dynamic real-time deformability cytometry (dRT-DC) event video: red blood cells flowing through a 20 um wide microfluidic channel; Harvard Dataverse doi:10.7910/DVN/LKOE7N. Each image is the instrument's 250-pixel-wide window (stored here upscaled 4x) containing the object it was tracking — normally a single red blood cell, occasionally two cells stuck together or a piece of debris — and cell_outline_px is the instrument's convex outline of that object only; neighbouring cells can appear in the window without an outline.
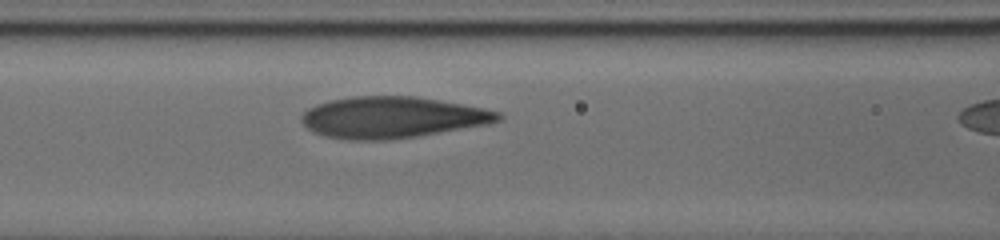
{"species": "human", "species_latin": "Homo sapiens", "temperature_condition": "cold", "stored_images_in_passage": 10, "camera_frame_rate_fps": 3000, "um_per_image_px": 0.085, "donor": {"sex": "male"}, "frame": {"image": 1, "passage_image": 9, "time_ms": 3.667, "image_size_px": [1000, 240], "cell_outline_px": [[504, 116], [500, 120], [488, 124], [416, 136], [388, 140], [348, 140], [324, 136], [312, 132], [300, 120], [300, 116], [308, 108], [316, 104], [332, 100], [352, 96], [416, 96], [440, 100], [484, 108], [500, 112]], "centroid_in_image_um": [33.32, 9.97], "position_along_channel_um": 133.3, "area_um2": 47.45}}